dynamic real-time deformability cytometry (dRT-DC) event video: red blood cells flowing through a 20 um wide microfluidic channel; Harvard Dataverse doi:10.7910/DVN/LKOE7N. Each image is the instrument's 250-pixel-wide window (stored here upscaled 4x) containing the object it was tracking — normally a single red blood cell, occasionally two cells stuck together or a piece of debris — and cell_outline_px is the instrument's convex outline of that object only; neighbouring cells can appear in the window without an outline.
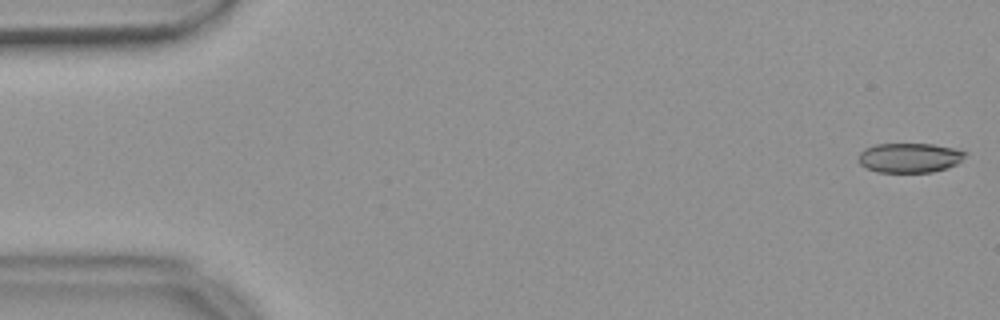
{"species": "common noctule bat (a hibernating species)", "species_latin": "Nyctalus noctula", "temperature_condition": "warm", "stored_images_in_passage": 55, "camera_frame_rate_fps": 3000, "um_per_image_px": 0.085, "animal": {"sex": "female", "body_mass_g": 18.4}, "frame": {"image": 1, "passage_image": 1, "time_ms": 0.0, "image_size_px": [1000, 320], "cell_outline_px": [[968, 152], [956, 164], [948, 168], [932, 172], [876, 172], [860, 164], [860, 152], [864, 148], [876, 144], [932, 144], [956, 148]], "centroid_in_image_um": [77.33, 13.4], "position_along_channel_um": 7.7, "area_um2": 18.38}}
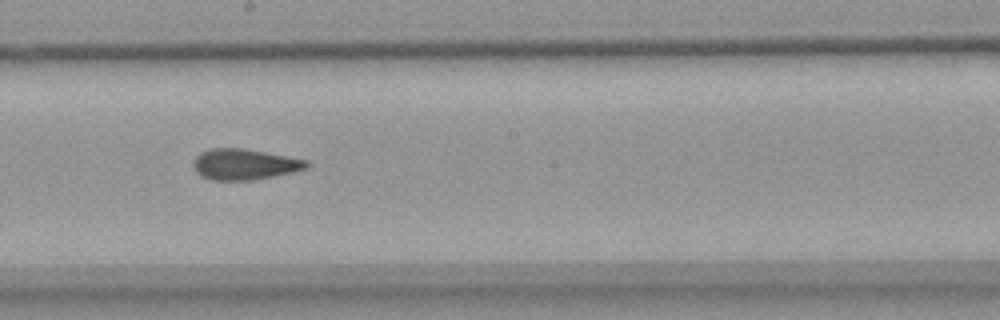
{"frame": {"image": 2, "passage_image": 30, "time_ms": 9.667, "image_size_px": [1000, 320], "cell_outline_px": [[308, 168], [292, 172], [252, 180], [212, 180], [200, 176], [196, 172], [192, 164], [196, 156], [200, 152], [212, 148], [244, 148], [308, 160]], "centroid_in_image_um": [20.75, 13.96], "position_along_channel_um": 227.5, "area_um2": 20.35}}
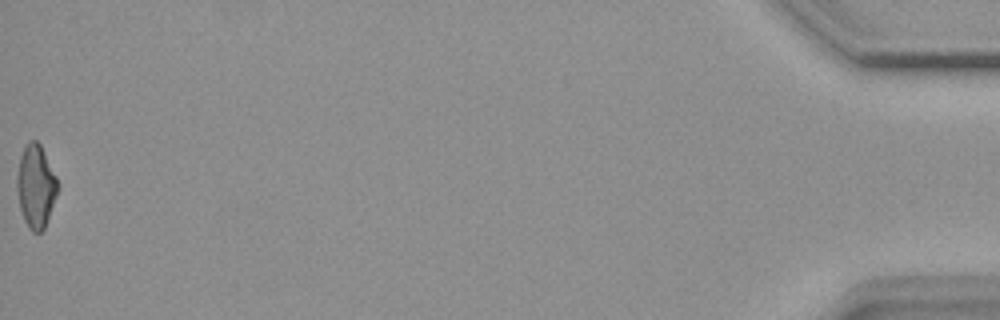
{"frame": {"image": 3, "passage_image": 55, "time_ms": 18.0, "image_size_px": [1000, 320], "cell_outline_px": [[60, 188], [44, 228], [40, 232], [32, 232], [28, 228], [24, 220], [20, 208], [16, 188], [16, 176], [20, 156], [28, 140], [36, 140], [40, 144], [60, 184]], "centroid_in_image_um": [3.05, 15.83], "position_along_channel_um": 432.2, "area_um2": 19.88}, "authors_computed_cell_mechanics": {"area_um2": 20.1722, "velocity_mm_per_s": 3.6872, "shape_relaxation_time_tau1_ms": null, "shape_relaxation_time_tau2_ms": 3.2798, "deformation_change_tau1": null, "deformation_change_tau2": 0.0888}}